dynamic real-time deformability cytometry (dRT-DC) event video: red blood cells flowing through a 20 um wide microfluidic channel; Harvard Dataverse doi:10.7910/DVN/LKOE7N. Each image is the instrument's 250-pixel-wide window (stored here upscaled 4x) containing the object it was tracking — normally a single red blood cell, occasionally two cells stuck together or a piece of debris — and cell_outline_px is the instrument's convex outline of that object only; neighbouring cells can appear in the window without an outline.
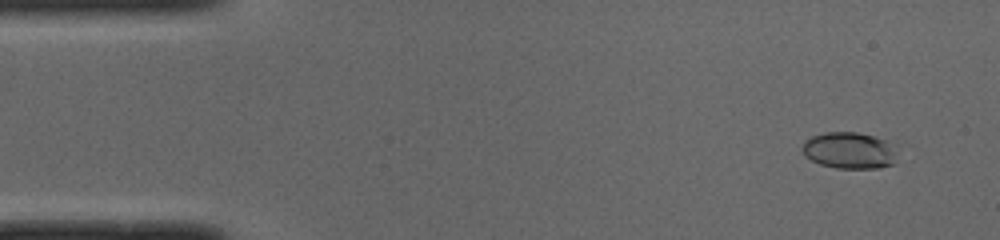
{"species": "common noctule bat (a hibernating species)", "species_latin": "Nyctalus noctula", "temperature_condition": "cold", "stored_images_in_passage": 50, "camera_frame_rate_fps": 3000, "um_per_image_px": 0.085, "animal": {"sex": "male", "body_mass_g": 19.0, "forearm_length_mm": 50.8}, "frame": {"image": 1, "passage_image": 3, "time_ms": 0.667, "image_size_px": [1000, 240], "cell_outline_px": [[896, 144], [892, 164], [880, 168], [836, 168], [820, 164], [804, 156], [800, 148], [804, 140], [812, 136], [824, 132], [856, 132], [888, 140]], "centroid_in_image_um": [72.16, 12.77], "position_along_channel_um": 12.8, "area_um2": 20.4}}
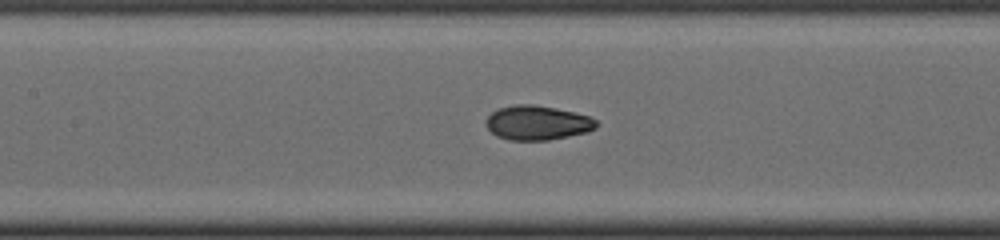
{"frame": {"image": 2, "passage_image": 22, "time_ms": 7.0, "image_size_px": [1000, 240], "cell_outline_px": [[600, 124], [596, 128], [588, 132], [548, 140], [508, 140], [496, 136], [484, 124], [488, 116], [492, 112], [500, 108], [516, 104], [532, 104], [556, 108], [592, 116]], "centroid_in_image_um": [45.71, 10.44], "position_along_channel_um": 161.7, "area_um2": 22.31}}
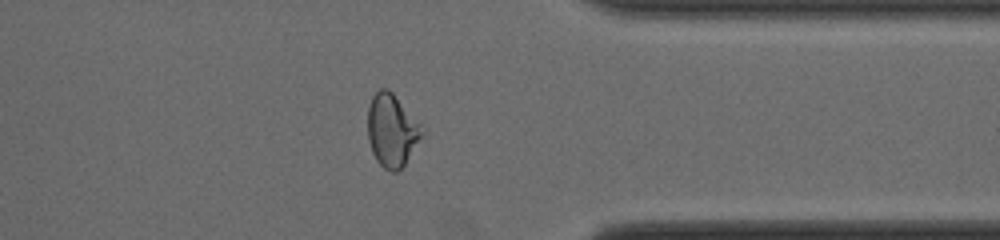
{"frame": {"image": 3, "passage_image": 39, "time_ms": 12.667, "image_size_px": [1000, 240], "cell_outline_px": [[424, 132], [404, 164], [396, 172], [392, 172], [384, 168], [376, 160], [372, 152], [368, 140], [368, 108], [372, 96], [380, 88], [388, 88], [392, 92], [420, 124]], "centroid_in_image_um": [33.27, 11.07], "position_along_channel_um": 378.1, "area_um2": 22.6}, "authors_computed_cell_mechanics": {"area_um2": 21.8484, "velocity_mm_per_s": 3.9799, "shape_relaxation_time_tau1_ms": 6.8367, "shape_relaxation_time_tau2_ms": 1.5307, "deformation_change_tau1": 0.2166, "deformation_change_tau2": 0.062}}